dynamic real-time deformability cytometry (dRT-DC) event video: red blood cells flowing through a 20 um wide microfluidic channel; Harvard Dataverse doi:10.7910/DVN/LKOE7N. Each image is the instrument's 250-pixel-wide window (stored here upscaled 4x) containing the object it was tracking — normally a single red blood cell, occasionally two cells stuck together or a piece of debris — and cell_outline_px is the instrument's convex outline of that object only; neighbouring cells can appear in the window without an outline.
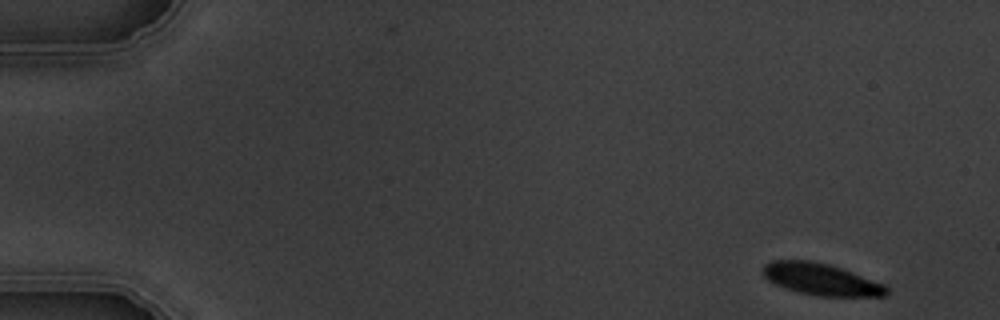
{"species": "common noctule bat (a hibernating species)", "species_latin": "Nyctalus noctula", "temperature_condition": "warm", "stored_images_in_passage": 4, "camera_frame_rate_fps": 3000, "um_per_image_px": 0.085, "animal": {"sex": "male", "body_mass_g": 19.5, "forearm_length_mm": 54.6}, "frame": {"image": 1, "passage_image": 1, "time_ms": 0.0, "image_size_px": [1000, 320], "cell_outline_px": [[888, 296], [816, 296], [784, 288], [768, 280], [760, 272], [760, 268], [764, 264], [772, 260], [808, 260], [828, 264], [852, 272], [884, 284], [888, 288]], "centroid_in_image_um": [69.75, 23.74], "position_along_channel_um": 15.3, "area_um2": 22.95}}
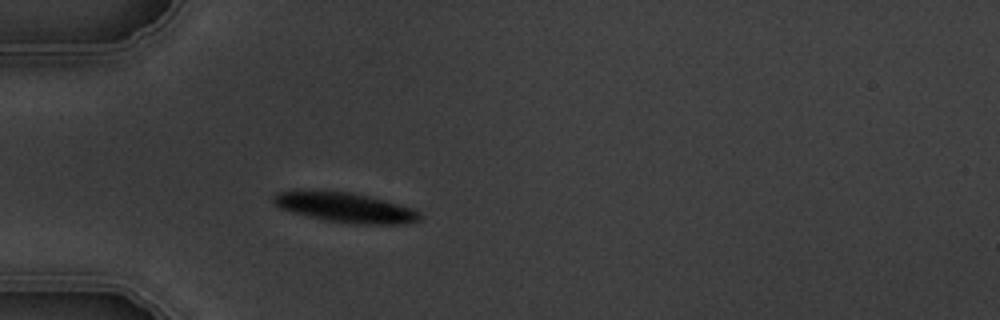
{"frame": {"image": 2, "passage_image": 4, "time_ms": 4.333, "image_size_px": [1000, 320], "cell_outline_px": [[420, 220], [400, 224], [356, 224], [324, 220], [292, 212], [280, 208], [272, 200], [272, 196], [280, 192], [348, 192], [368, 196], [384, 200], [412, 208], [420, 212]], "centroid_in_image_um": [29.39, 17.66], "position_along_channel_um": 55.6, "area_um2": 24.68}}